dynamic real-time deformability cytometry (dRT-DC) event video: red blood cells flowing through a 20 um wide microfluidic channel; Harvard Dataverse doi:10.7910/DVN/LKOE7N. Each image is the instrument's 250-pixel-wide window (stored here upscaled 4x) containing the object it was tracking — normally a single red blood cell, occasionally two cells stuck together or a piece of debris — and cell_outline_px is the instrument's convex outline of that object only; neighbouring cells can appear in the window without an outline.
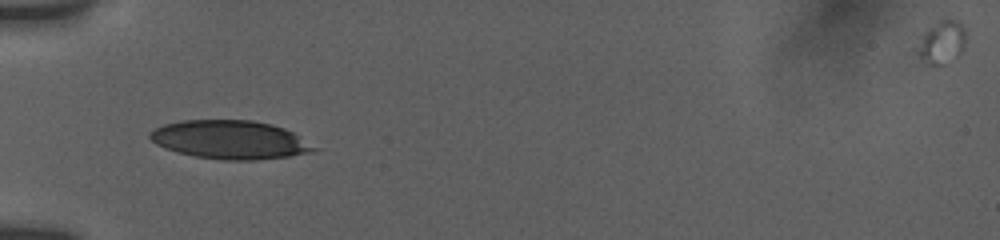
{"species": "human", "species_latin": "Homo sapiens", "temperature_condition": "room temperature", "stored_images_in_passage": 51, "camera_frame_rate_fps": 3000, "um_per_image_px": 0.085, "donor": {"sex": "female"}, "frame": {"image": 1, "passage_image": 1, "time_ms": 0.0, "image_size_px": [1000, 240], "cell_outline_px": [[316, 148], [308, 152], [288, 156], [256, 160], [224, 160], [196, 156], [176, 152], [156, 144], [148, 136], [156, 128], [164, 124], [180, 120], [252, 120], [272, 124], [284, 128], [292, 132]], "centroid_in_image_um": [19.51, 11.87], "position_along_channel_um": 65.5, "area_um2": 36.36}}
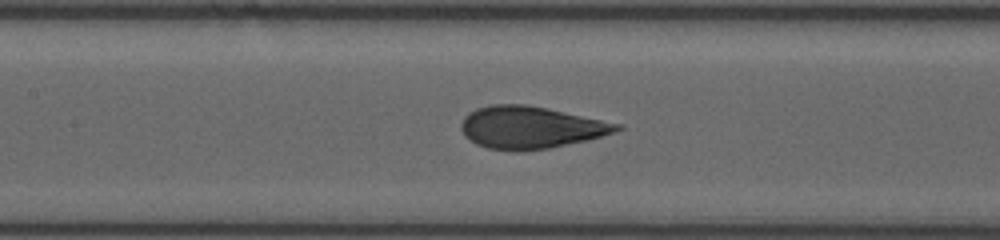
{"frame": {"image": 2, "passage_image": 22, "time_ms": 2.667, "image_size_px": [1000, 240], "cell_outline_px": [[624, 128], [600, 136], [584, 140], [548, 148], [516, 152], [488, 148], [476, 144], [464, 136], [460, 128], [460, 124], [464, 116], [468, 112], [476, 108], [492, 104], [524, 104], [624, 124]], "centroid_in_image_um": [45.04, 10.83], "position_along_channel_um": 162.4, "area_um2": 38.15}}
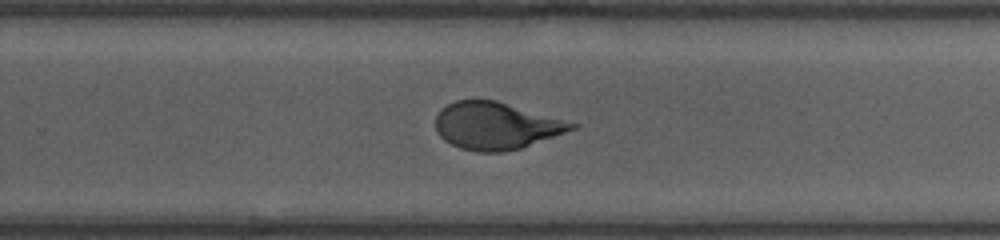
{"frame": {"image": 3, "passage_image": 49, "time_ms": 6.0, "image_size_px": [1000, 240], "cell_outline_px": [[580, 124], [576, 128], [520, 148], [504, 152], [476, 152], [460, 148], [444, 140], [440, 136], [436, 128], [436, 116], [448, 104], [456, 100], [496, 100]], "centroid_in_image_um": [42.16, 10.69], "position_along_channel_um": 287.6, "area_um2": 37.05}}